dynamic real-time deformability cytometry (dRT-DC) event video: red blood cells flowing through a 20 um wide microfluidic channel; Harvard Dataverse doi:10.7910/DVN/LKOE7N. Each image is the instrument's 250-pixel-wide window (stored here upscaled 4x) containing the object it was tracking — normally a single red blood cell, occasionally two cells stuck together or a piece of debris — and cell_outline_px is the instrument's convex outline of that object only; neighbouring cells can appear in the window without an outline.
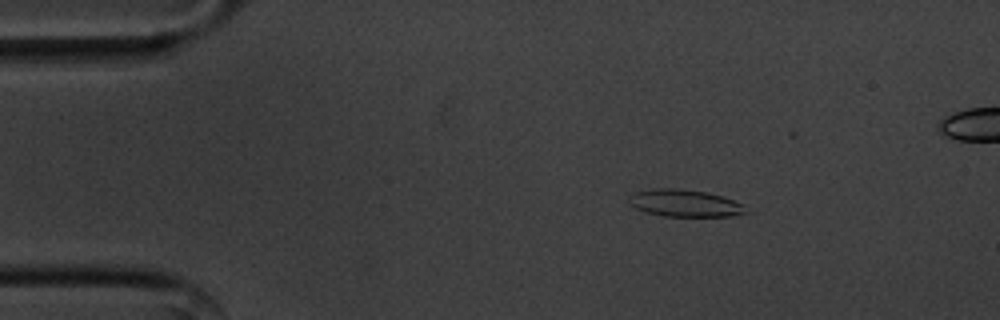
{"species": "common noctule bat (a hibernating species)", "species_latin": "Nyctalus noctula", "temperature_condition": "cold", "stored_images_in_passage": 57, "segment_of_instrument_passage": [1, 2], "camera_frame_rate_fps": 3000, "um_per_image_px": 0.085, "animal": {"sex": "male", "body_mass_g": 20.1, "forearm_length_mm": 53.5}, "frame": {"image": 1, "passage_image": 9, "time_ms": 2.667, "image_size_px": [1000, 320], "cell_outline_px": [[748, 212], [732, 216], [664, 216], [644, 212], [636, 208], [628, 200], [636, 192], [656, 188], [676, 188], [704, 192], [720, 196], [744, 204]], "centroid_in_image_um": [58.23, 17.28], "position_along_channel_um": 26.8, "area_um2": 18.21}}
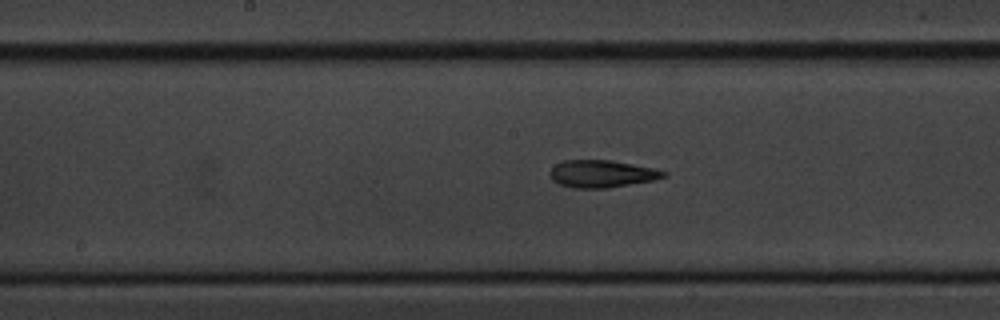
{"frame": {"image": 2, "passage_image": 28, "time_ms": 9.0, "image_size_px": [1000, 320], "cell_outline_px": [[668, 176], [656, 180], [608, 188], [572, 188], [560, 184], [552, 180], [548, 172], [556, 164], [564, 160], [612, 160], [652, 168], [668, 172]], "centroid_in_image_um": [51.17, 14.78], "position_along_channel_um": 197.0, "area_um2": 18.26}}
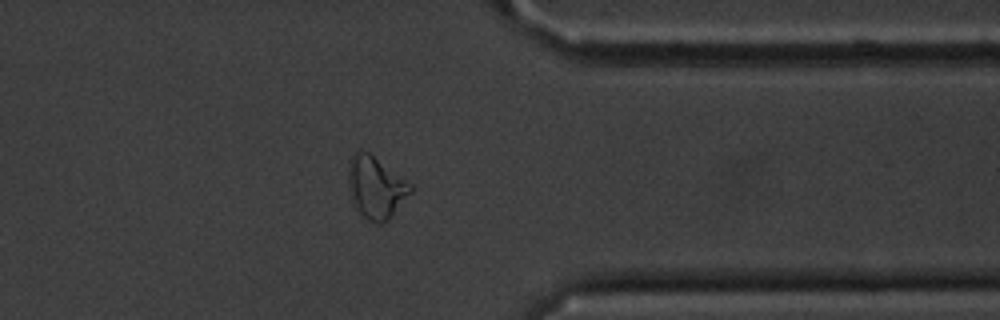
{"frame": {"image": 3, "passage_image": 44, "time_ms": 14.333, "image_size_px": [1000, 320], "cell_outline_px": [[416, 188], [388, 220], [384, 224], [380, 224], [368, 220], [360, 216], [348, 184], [348, 168], [352, 152], [360, 148], [368, 152], [412, 184]], "centroid_in_image_um": [31.97, 15.92], "position_along_channel_um": 379.4, "area_um2": 22.6}}